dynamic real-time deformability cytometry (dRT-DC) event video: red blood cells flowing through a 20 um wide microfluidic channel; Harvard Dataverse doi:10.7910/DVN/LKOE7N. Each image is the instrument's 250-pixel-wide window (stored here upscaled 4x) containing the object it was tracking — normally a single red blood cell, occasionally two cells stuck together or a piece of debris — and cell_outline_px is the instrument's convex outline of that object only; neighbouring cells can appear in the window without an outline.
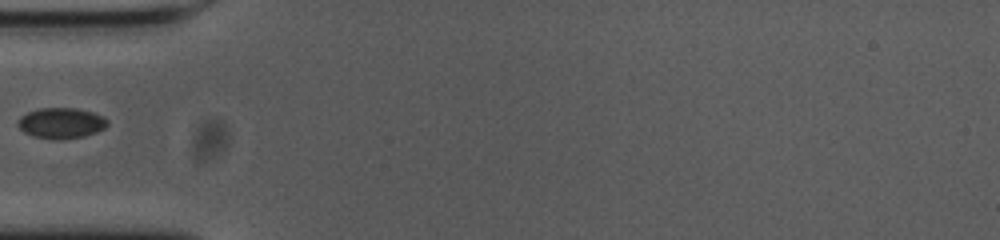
{"species": "common noctule bat (a hibernating species)", "species_latin": "Nyctalus noctula", "temperature_condition": "cold", "stored_images_in_passage": 13, "camera_frame_rate_fps": 3000, "um_per_image_px": 0.085, "animal": {"sex": "female", "body_mass_g": 23.0, "forearm_length_mm": 53.4}, "frame": {"image": 1, "passage_image": 1, "time_ms": 0.0, "image_size_px": [1000, 240], "cell_outline_px": [[108, 124], [104, 128], [96, 132], [84, 136], [52, 140], [36, 136], [24, 132], [16, 124], [20, 116], [28, 112], [40, 108], [76, 108], [92, 112], [104, 116], [108, 120]], "centroid_in_image_um": [5.2, 10.45], "position_along_channel_um": 79.8, "area_um2": 15.95}}
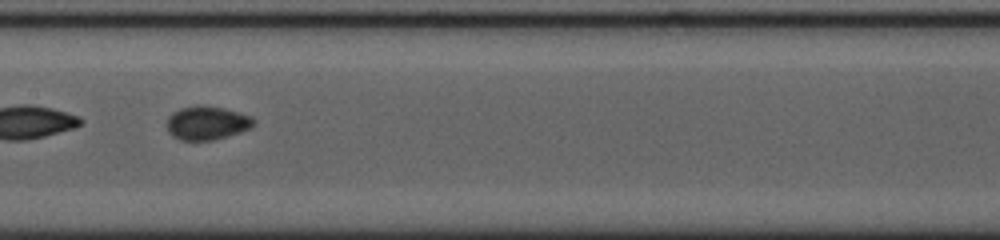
{"frame": {"image": 2, "passage_image": 10, "time_ms": 3.0, "image_size_px": [1000, 240], "cell_outline_px": [[256, 124], [252, 128], [240, 132], [212, 140], [180, 140], [172, 136], [168, 132], [168, 116], [172, 112], [180, 108], [200, 104], [204, 104], [224, 108], [240, 112], [252, 116], [256, 120]], "centroid_in_image_um": [17.62, 10.43], "position_along_channel_um": 189.8, "area_um2": 17.34}}